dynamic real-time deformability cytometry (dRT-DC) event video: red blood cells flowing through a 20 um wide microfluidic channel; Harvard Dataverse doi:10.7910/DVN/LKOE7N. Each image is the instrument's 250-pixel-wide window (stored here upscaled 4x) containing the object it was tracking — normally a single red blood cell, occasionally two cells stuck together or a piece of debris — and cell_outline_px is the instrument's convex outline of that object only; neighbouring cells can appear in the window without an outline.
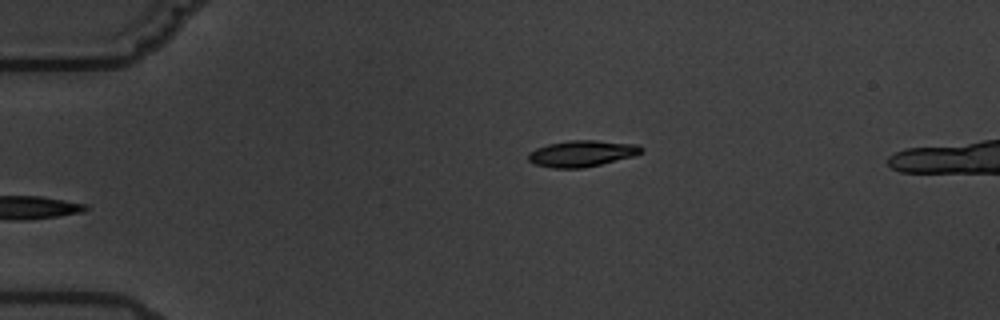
{"species": "common noctule bat (a hibernating species)", "species_latin": "Nyctalus noctula", "temperature_condition": "warm", "stored_images_in_passage": 4, "camera_frame_rate_fps": 3000, "um_per_image_px": 0.085, "animal": {"sex": "male", "body_mass_g": 19.5, "forearm_length_mm": 54.6}, "frame": {"image": 1, "passage_image": 4, "time_ms": 3.333, "image_size_px": [1000, 320], "cell_outline_px": [[644, 152], [636, 156], [584, 168], [552, 168], [536, 164], [528, 160], [528, 152], [536, 148], [548, 144], [572, 140], [596, 140], [640, 144], [644, 148]], "centroid_in_image_um": [49.53, 13.04], "position_along_channel_um": 35.5, "area_um2": 17.57}}